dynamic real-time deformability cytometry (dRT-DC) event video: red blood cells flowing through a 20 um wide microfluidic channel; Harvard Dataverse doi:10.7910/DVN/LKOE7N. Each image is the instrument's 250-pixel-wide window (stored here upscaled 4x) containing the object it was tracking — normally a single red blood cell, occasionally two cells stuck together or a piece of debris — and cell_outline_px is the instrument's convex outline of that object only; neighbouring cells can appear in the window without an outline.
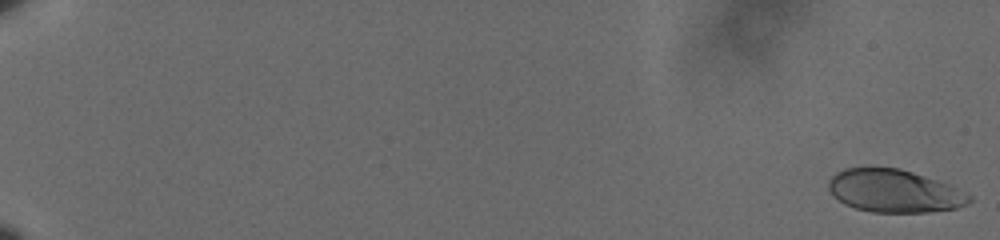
{"species": "human", "species_latin": "Homo sapiens", "temperature_condition": "cold", "stored_images_in_passage": 61, "camera_frame_rate_fps": 3000, "um_per_image_px": 0.085, "donor": {"sex": "male"}, "frame": {"image": 1, "passage_image": 1, "time_ms": 0.0, "image_size_px": [1000, 240], "cell_outline_px": [[972, 200], [968, 204], [956, 208], [928, 212], [872, 212], [856, 208], [844, 204], [828, 188], [828, 180], [836, 172], [844, 168], [868, 164], [872, 164], [900, 168], [948, 184], [972, 196]], "centroid_in_image_um": [75.97, 16.19], "position_along_channel_um": 9.0, "area_um2": 35.66}}
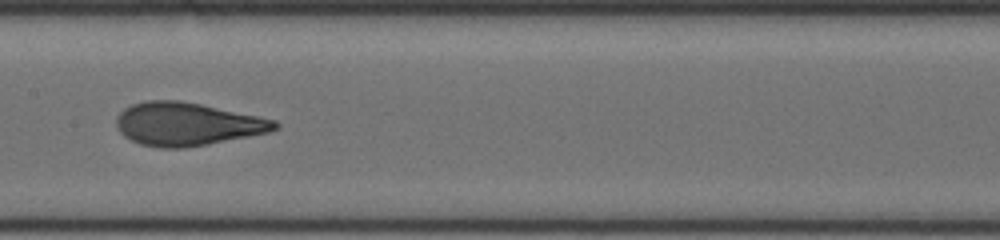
{"frame": {"image": 2, "passage_image": 35, "time_ms": 11.333, "image_size_px": [1000, 240], "cell_outline_px": [[280, 128], [268, 132], [208, 144], [184, 148], [160, 148], [140, 144], [124, 136], [120, 132], [116, 124], [116, 116], [124, 108], [132, 104], [144, 100], [180, 100], [200, 104], [276, 120], [280, 124]], "centroid_in_image_um": [15.88, 10.54], "position_along_channel_um": 191.5, "area_um2": 39.71}}
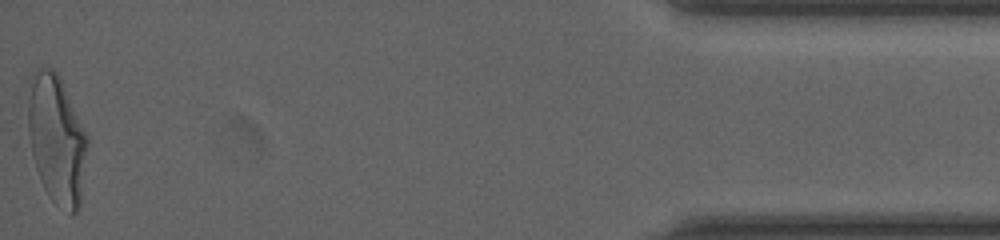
{"frame": {"image": 3, "passage_image": 61, "time_ms": 20.0, "image_size_px": [1000, 240], "cell_outline_px": [[88, 144], [80, 208], [72, 216], [56, 204], [48, 196], [40, 180], [32, 156], [28, 128], [28, 100], [32, 84], [36, 72], [40, 68], [52, 68], [60, 76], [88, 136]], "centroid_in_image_um": [4.85, 11.92], "position_along_channel_um": 430.3, "area_um2": 44.51}, "authors_computed_cell_mechanics": {"area_um2": 38.6104, "velocity_mm_per_s": 3.6078, "shape_relaxation_time_tau1_ms": 4.5568, "shape_relaxation_time_tau2_ms": 0.6491, "deformation_change_tau1": 0.1923, "deformation_change_tau2": 0.0667}}